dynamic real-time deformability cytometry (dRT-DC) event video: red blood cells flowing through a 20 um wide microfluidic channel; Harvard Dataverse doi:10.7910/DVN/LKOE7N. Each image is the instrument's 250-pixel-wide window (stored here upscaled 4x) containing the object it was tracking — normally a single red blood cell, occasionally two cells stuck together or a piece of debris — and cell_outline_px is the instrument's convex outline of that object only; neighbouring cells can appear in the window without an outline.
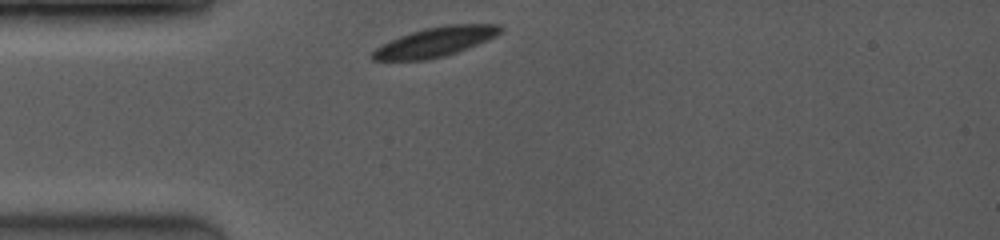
{"species": "common noctule bat (a hibernating species)", "species_latin": "Nyctalus noctula", "temperature_condition": "room temperature", "stored_images_in_passage": 5, "camera_frame_rate_fps": 3500, "um_per_image_px": 0.085, "animal": {"sex": "female", "body_mass_g": 19.0, "forearm_length_mm": 53.3}, "frame": {"image": 1, "passage_image": 1, "time_ms": 0.0, "image_size_px": [1000, 240], "cell_outline_px": [[504, 32], [496, 36], [456, 52], [444, 56], [424, 60], [372, 60], [372, 52], [376, 48], [400, 36], [424, 28], [448, 24], [500, 24], [504, 28]], "centroid_in_image_um": [37.05, 3.54], "position_along_channel_um": 47.9, "area_um2": 21.73}}